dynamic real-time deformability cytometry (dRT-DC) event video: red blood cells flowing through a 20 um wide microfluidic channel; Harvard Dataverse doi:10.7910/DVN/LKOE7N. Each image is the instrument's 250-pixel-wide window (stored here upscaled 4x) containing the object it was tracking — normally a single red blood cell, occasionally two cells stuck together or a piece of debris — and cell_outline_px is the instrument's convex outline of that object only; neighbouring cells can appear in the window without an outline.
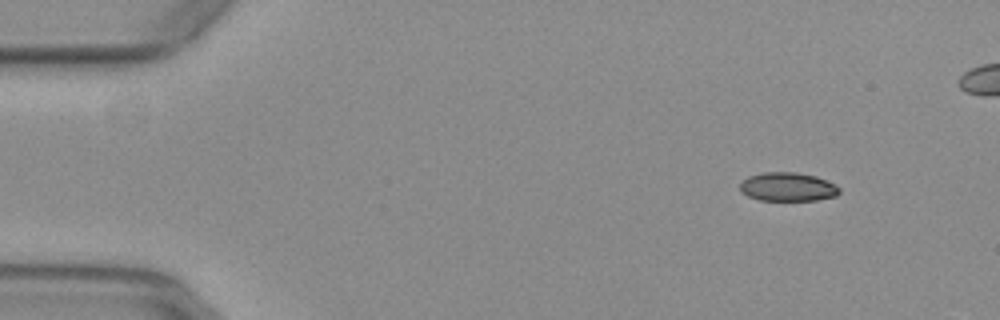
{"species": "common noctule bat (a hibernating species)", "species_latin": "Nyctalus noctula", "temperature_condition": "warm", "stored_images_in_passage": 46, "camera_frame_rate_fps": 3000, "um_per_image_px": 0.085, "animal": {"sex": "female", "body_mass_g": 29.2, "forearm_length_mm": 56.3}, "frame": {"image": 1, "passage_image": 2, "time_ms": 0.333, "image_size_px": [1000, 320], "cell_outline_px": [[840, 192], [836, 196], [816, 200], [760, 200], [748, 196], [740, 192], [740, 184], [748, 176], [764, 172], [796, 172], [816, 176], [836, 184], [840, 188]], "centroid_in_image_um": [66.97, 15.88], "position_along_channel_um": 18.0, "area_um2": 16.7}}
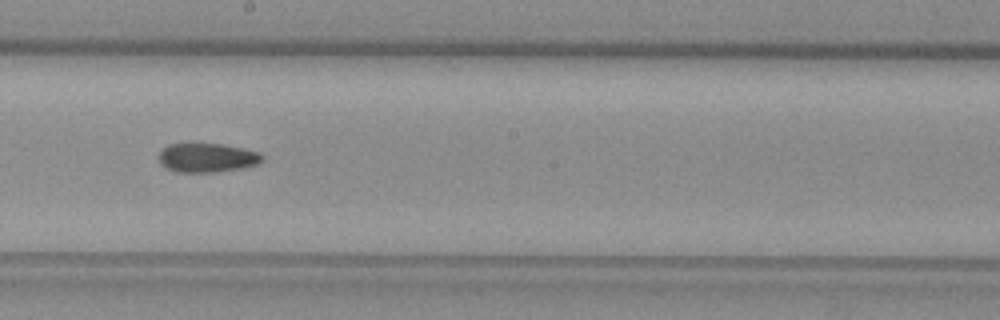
{"frame": {"image": 2, "passage_image": 26, "time_ms": 8.333, "image_size_px": [1000, 320], "cell_outline_px": [[264, 160], [256, 164], [244, 168], [216, 172], [176, 172], [164, 168], [160, 164], [160, 152], [168, 144], [192, 140], [220, 144], [260, 152], [264, 156]], "centroid_in_image_um": [17.56, 13.37], "position_along_channel_um": 230.6, "area_um2": 18.26}}
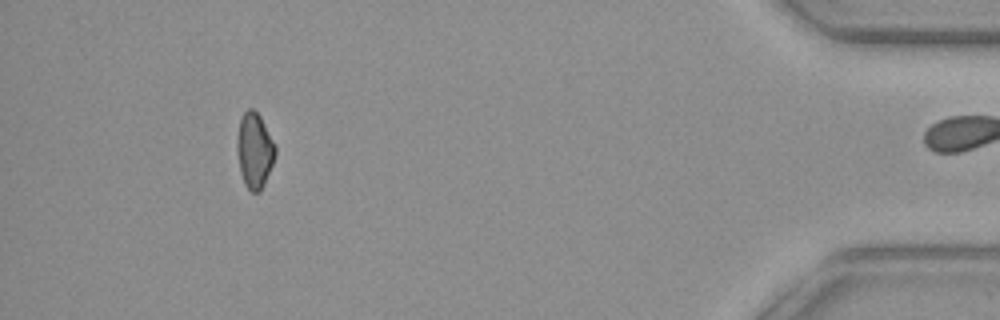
{"frame": {"image": 3, "passage_image": 45, "time_ms": 14.667, "image_size_px": [1000, 320], "cell_outline_px": [[276, 156], [264, 184], [260, 192], [252, 192], [244, 184], [240, 172], [236, 148], [236, 136], [240, 120], [244, 112], [248, 108], [252, 108], [260, 116], [276, 144]], "centroid_in_image_um": [21.63, 12.78], "position_along_channel_um": 413.6, "area_um2": 17.05}, "authors_computed_cell_mechanics": {"area_um2": 17.6868, "velocity_mm_per_s": 3.942, "shape_relaxation_time_tau1_ms": null, "shape_relaxation_time_tau2_ms": 6.5584, "deformation_change_tau1": null, "deformation_change_tau2": 0.1125}}